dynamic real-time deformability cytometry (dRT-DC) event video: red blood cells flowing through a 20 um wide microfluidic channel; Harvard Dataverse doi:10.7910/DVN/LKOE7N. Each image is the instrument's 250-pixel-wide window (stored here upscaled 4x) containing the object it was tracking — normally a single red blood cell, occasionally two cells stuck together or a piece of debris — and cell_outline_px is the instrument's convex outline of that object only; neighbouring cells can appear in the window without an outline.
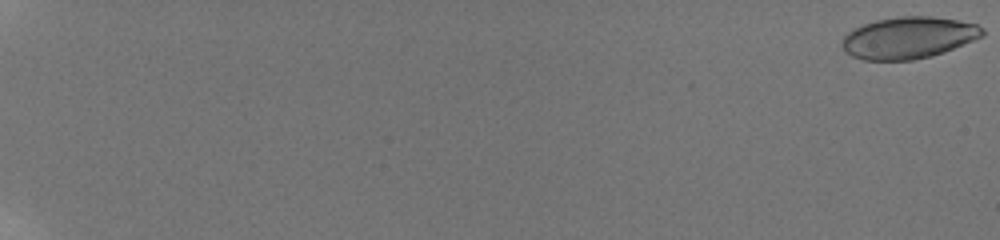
{"species": "human", "species_latin": "Homo sapiens", "temperature_condition": "room temperature", "stored_images_in_passage": 19, "camera_frame_rate_fps": 3000, "um_per_image_px": 0.085, "donor": {"sex": "male"}, "frame": {"image": 1, "passage_image": 1, "time_ms": 0.0, "image_size_px": [1000, 240], "cell_outline_px": [[984, 36], [944, 52], [932, 56], [912, 60], [864, 60], [852, 56], [844, 52], [840, 44], [844, 36], [848, 32], [864, 24], [876, 20], [900, 16], [932, 16], [956, 20], [976, 24], [984, 28]], "centroid_in_image_um": [77.21, 3.21], "position_along_channel_um": 7.8, "area_um2": 34.22}}
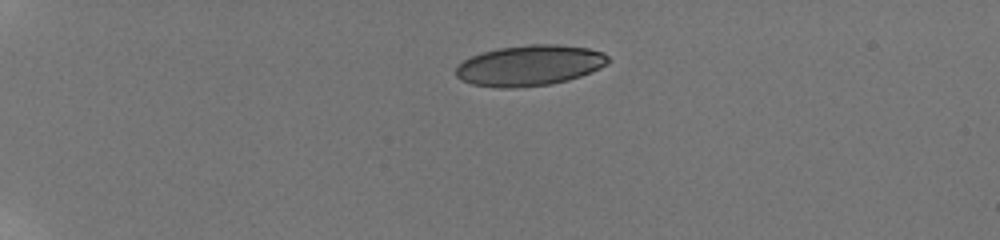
{"frame": {"image": 2, "passage_image": 9, "time_ms": 5.667, "image_size_px": [1000, 240], "cell_outline_px": [[612, 60], [608, 64], [600, 68], [580, 76], [568, 80], [552, 84], [512, 88], [500, 88], [472, 84], [460, 80], [456, 76], [456, 68], [464, 60], [472, 56], [484, 52], [500, 48], [528, 44], [556, 44], [588, 48], [604, 52]], "centroid_in_image_um": [45.06, 5.56], "position_along_channel_um": 39.9, "area_um2": 36.13}}
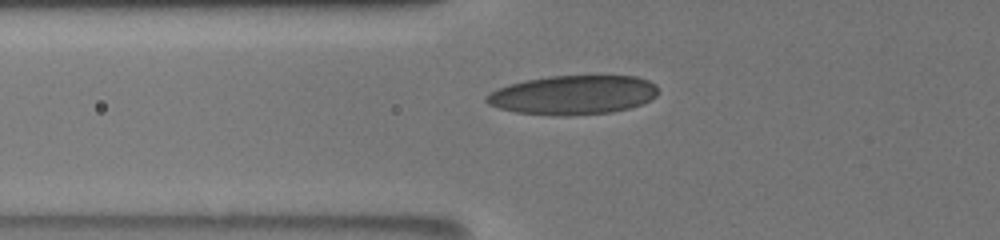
{"frame": {"image": 3, "passage_image": 14, "time_ms": 8.667, "image_size_px": [1000, 240], "cell_outline_px": [[660, 92], [656, 96], [640, 104], [628, 108], [612, 112], [568, 116], [564, 116], [516, 112], [500, 108], [488, 104], [484, 100], [484, 96], [496, 88], [508, 84], [524, 80], [548, 76], [636, 76], [648, 80], [656, 84]], "centroid_in_image_um": [48.69, 8.06], "position_along_channel_um": 77.1, "area_um2": 39.36}}